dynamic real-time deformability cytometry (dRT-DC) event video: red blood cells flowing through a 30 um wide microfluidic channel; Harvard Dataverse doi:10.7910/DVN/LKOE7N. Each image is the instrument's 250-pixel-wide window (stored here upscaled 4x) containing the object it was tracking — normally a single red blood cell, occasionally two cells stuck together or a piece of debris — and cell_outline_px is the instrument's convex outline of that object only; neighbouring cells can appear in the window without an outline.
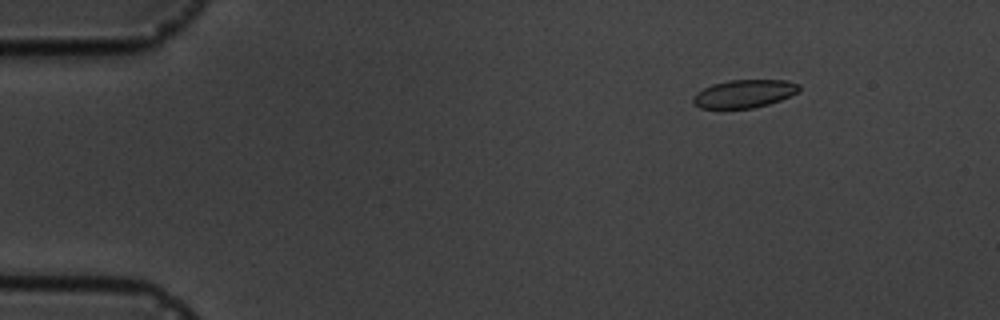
{"species": "common noctule bat (a hibernating species)", "species_latin": "Nyctalus noctula", "temperature_condition": "cold", "stored_images_in_passage": 4, "camera_frame_rate_fps": 3000, "um_per_image_px": 0.085, "animal": {"sex": "male", "body_mass_g": 19.5, "forearm_length_mm": 54.6}, "frame": {"image": 1, "passage_image": 2, "time_ms": 2.0, "image_size_px": [1000, 320], "cell_outline_px": [[800, 88], [796, 92], [780, 100], [768, 104], [752, 108], [700, 108], [692, 104], [692, 96], [696, 92], [712, 84], [728, 80], [788, 80], [800, 84]], "centroid_in_image_um": [63.21, 7.96], "position_along_channel_um": 21.8, "area_um2": 17.34}}